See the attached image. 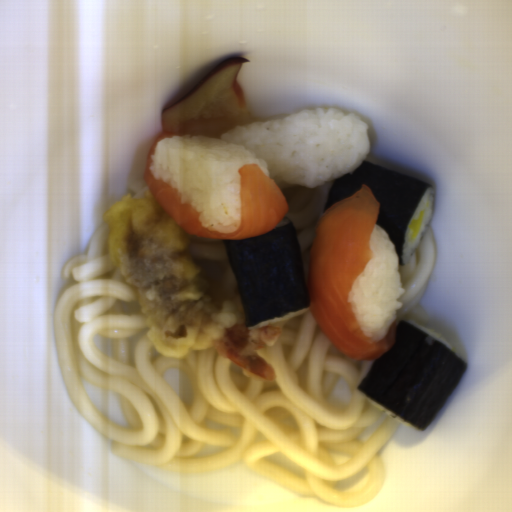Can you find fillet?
Returning <instances> with one entry per match:
<instances>
[{"label": "fillet", "mask_w": 512, "mask_h": 512, "mask_svg": "<svg viewBox=\"0 0 512 512\" xmlns=\"http://www.w3.org/2000/svg\"><path fill=\"white\" fill-rule=\"evenodd\" d=\"M245 57L225 58L212 67L183 97L167 107L161 117V132L154 139L143 170V181L159 206L188 235L220 240L261 236L280 224L289 207L279 186L261 170L246 164L240 175L241 212L236 231L220 233L205 229L189 204H180V191L162 179H154L150 156L164 138L184 135L220 139L237 126L258 123L252 117L237 81Z\"/></svg>", "instance_id": "fillet-1"}, {"label": "fillet", "mask_w": 512, "mask_h": 512, "mask_svg": "<svg viewBox=\"0 0 512 512\" xmlns=\"http://www.w3.org/2000/svg\"><path fill=\"white\" fill-rule=\"evenodd\" d=\"M380 212L365 184L359 192L324 211L310 250L307 291L310 311L321 332L346 358L376 361L397 339L396 319L379 342H371L355 317L349 295L373 259L370 240Z\"/></svg>", "instance_id": "fillet-2"}]
</instances>
